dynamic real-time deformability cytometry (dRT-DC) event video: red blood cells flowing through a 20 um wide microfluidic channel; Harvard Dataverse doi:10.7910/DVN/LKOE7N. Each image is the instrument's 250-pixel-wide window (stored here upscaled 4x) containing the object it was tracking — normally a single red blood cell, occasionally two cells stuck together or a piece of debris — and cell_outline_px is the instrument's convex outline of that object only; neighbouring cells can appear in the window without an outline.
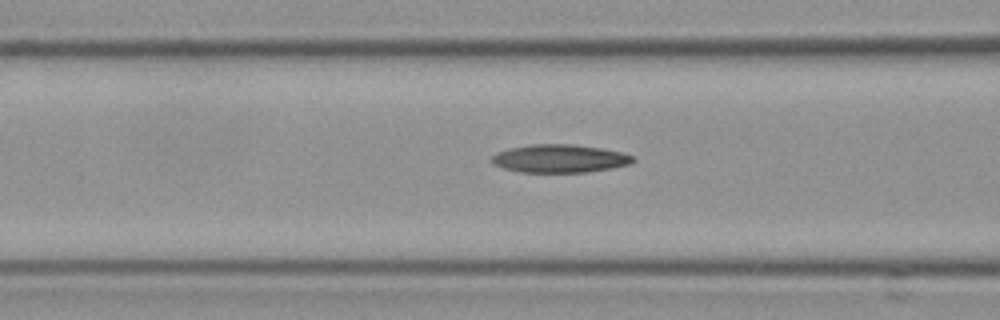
{"species": "Egyptian fruit bat (a non-hibernating species)", "species_latin": "Rousettus aegyptiacus", "temperature_condition": "cold", "stored_images_in_passage": 10, "camera_frame_rate_fps": 3000, "um_per_image_px": 0.085, "frame": {"image": 1, "passage_image": 5, "time_ms": 1.333, "image_size_px": [1000, 320], "cell_outline_px": [[636, 160], [632, 164], [612, 168], [588, 172], [520, 172], [504, 168], [488, 160], [496, 152], [508, 148], [528, 144], [572, 144], [600, 148], [624, 152], [636, 156]], "centroid_in_image_um": [47.61, 13.47], "position_along_channel_um": 119.0, "area_um2": 23.47}}
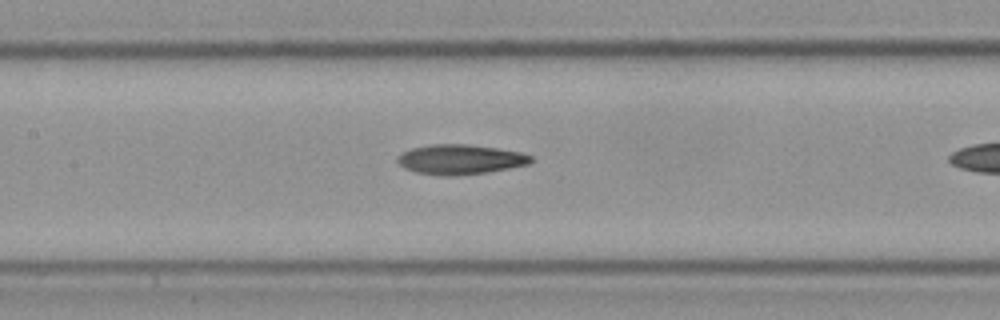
{"frame": {"image": 2, "passage_image": 9, "time_ms": 2.667, "image_size_px": [1000, 320], "cell_outline_px": [[532, 160], [528, 164], [508, 168], [484, 172], [456, 176], [440, 176], [416, 172], [404, 168], [396, 160], [396, 156], [412, 148], [428, 144], [468, 144], [496, 148], [520, 152], [532, 156]], "centroid_in_image_um": [39.07, 13.55], "position_along_channel_um": 168.3, "area_um2": 23.12}}